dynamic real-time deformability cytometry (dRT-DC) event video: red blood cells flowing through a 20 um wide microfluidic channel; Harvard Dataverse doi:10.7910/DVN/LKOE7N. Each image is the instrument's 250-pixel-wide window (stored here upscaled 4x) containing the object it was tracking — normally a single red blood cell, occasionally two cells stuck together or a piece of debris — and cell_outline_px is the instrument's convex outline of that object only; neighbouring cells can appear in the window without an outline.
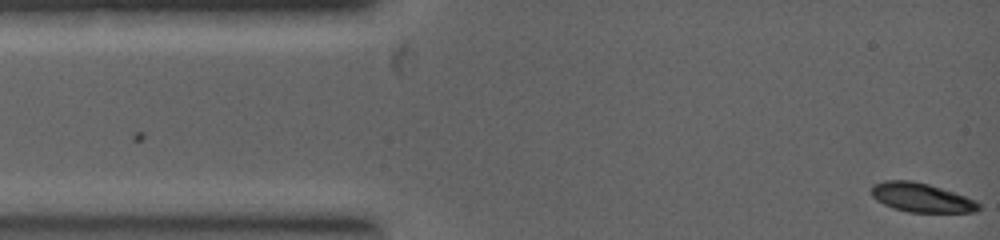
{"species": "common noctule bat (a hibernating species)", "species_latin": "Nyctalus noctula", "temperature_condition": "warm", "stored_images_in_passage": 12, "camera_frame_rate_fps": 5000, "um_per_image_px": 0.085, "animal": {"sex": "female", "body_mass_g": 19.0, "forearm_length_mm": 53.3}, "frame": {"image": 1, "passage_image": 1, "time_ms": 0.0, "image_size_px": [1000, 240], "cell_outline_px": [[980, 208], [976, 212], [908, 212], [892, 208], [876, 200], [872, 196], [872, 184], [884, 180], [912, 180], [928, 184], [976, 200], [980, 204]], "centroid_in_image_um": [78.29, 16.79], "position_along_channel_um": 6.7, "area_um2": 18.15}}
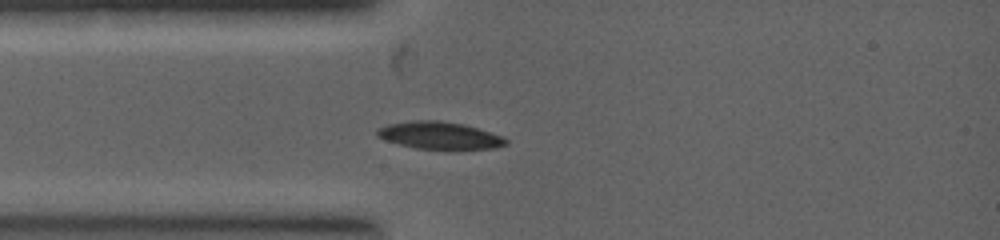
{"frame": {"image": 2, "passage_image": 6, "time_ms": 1.8, "image_size_px": [1000, 240], "cell_outline_px": [[508, 144], [496, 148], [416, 148], [400, 144], [376, 136], [376, 128], [388, 124], [412, 120], [440, 120], [464, 124], [504, 136], [508, 140]], "centroid_in_image_um": [37.37, 11.49], "position_along_channel_um": 47.6, "area_um2": 20.29}}
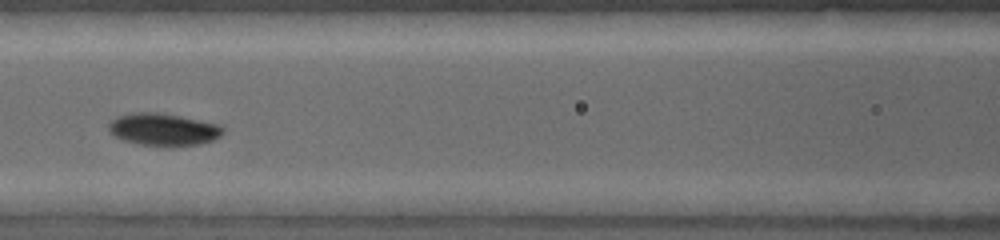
{"frame": {"image": 3, "passage_image": 11, "time_ms": 3.4, "image_size_px": [1000, 240], "cell_outline_px": [[224, 132], [220, 136], [212, 140], [200, 144], [172, 148], [164, 148], [140, 144], [124, 140], [108, 132], [108, 124], [116, 116], [132, 112], [156, 112], [180, 116], [220, 124], [224, 128]], "centroid_in_image_um": [13.89, 11.02], "position_along_channel_um": 152.7, "area_um2": 22.08}}